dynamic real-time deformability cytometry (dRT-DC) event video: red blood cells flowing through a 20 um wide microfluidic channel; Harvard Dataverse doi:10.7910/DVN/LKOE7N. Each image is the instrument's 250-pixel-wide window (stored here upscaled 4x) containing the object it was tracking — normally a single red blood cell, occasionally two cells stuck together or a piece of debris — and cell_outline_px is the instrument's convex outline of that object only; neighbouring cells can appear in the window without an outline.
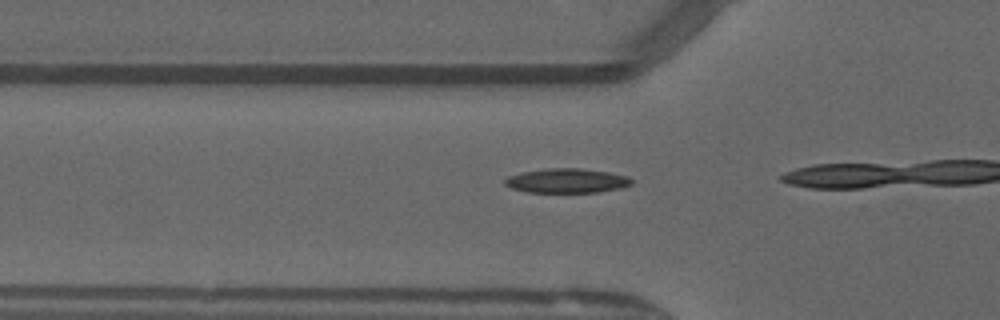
{"species": "common noctule bat (a hibernating species)", "species_latin": "Nyctalus noctula", "temperature_condition": "warm", "stored_images_in_passage": 8, "camera_frame_rate_fps": 3000, "um_per_image_px": 0.085, "animal": {"sex": "male", "forearm_length_mm": 52.5}, "frame": {"image": 1, "passage_image": 6, "time_ms": 1.667, "image_size_px": [1000, 320], "cell_outline_px": [[632, 184], [620, 188], [596, 192], [528, 192], [512, 188], [504, 184], [504, 180], [508, 176], [524, 172], [548, 168], [580, 168], [608, 172], [628, 176], [632, 180]], "centroid_in_image_um": [48.18, 15.36], "position_along_channel_um": 77.6, "area_um2": 17.86}}